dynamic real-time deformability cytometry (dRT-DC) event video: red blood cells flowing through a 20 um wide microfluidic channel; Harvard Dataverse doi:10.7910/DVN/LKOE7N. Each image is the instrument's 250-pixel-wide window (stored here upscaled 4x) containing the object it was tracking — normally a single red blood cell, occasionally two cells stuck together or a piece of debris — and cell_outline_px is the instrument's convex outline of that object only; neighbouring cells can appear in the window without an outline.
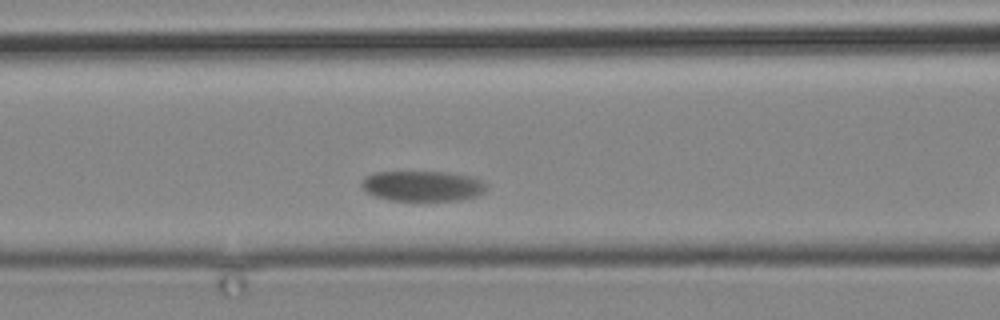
{"species": "common noctule bat (a hibernating species)", "species_latin": "Nyctalus noctula", "temperature_condition": "cold", "stored_images_in_passage": 4, "segment_of_instrument_passage": [1, 2], "camera_frame_rate_fps": 3000, "um_per_image_px": 0.085, "animal": {"sex": "male", "body_mass_g": 19.2, "forearm_length_mm": 51.8}, "frame": {"image": 1, "passage_image": 3, "time_ms": 2.333, "image_size_px": [1000, 320], "cell_outline_px": [[488, 188], [484, 192], [476, 196], [460, 200], [388, 200], [376, 196], [368, 192], [360, 184], [360, 180], [364, 176], [376, 172], [452, 172], [472, 176], [484, 180], [488, 184]], "centroid_in_image_um": [35.97, 15.79], "position_along_channel_um": 130.6, "area_um2": 22.37}}